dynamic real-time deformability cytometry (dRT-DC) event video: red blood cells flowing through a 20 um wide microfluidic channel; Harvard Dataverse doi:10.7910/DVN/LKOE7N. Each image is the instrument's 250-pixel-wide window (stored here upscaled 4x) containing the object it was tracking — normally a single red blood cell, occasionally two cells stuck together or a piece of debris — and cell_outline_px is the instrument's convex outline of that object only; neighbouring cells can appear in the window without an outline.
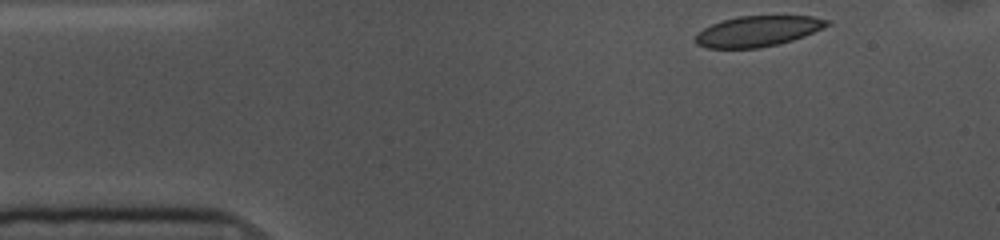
{"species": "common noctule bat (a hibernating species)", "species_latin": "Nyctalus noctula", "temperature_condition": "cold", "stored_images_in_passage": 49, "camera_frame_rate_fps": 3000, "um_per_image_px": 0.085, "animal": {"sex": "female", "body_mass_g": 10.0, "forearm_length_mm": 53.1}, "frame": {"image": 1, "passage_image": 1, "time_ms": 0.0, "image_size_px": [1000, 240], "cell_outline_px": [[832, 24], [824, 28], [804, 36], [780, 44], [760, 48], [708, 48], [696, 44], [696, 32], [712, 24], [724, 20], [740, 16], [812, 16], [832, 20]], "centroid_in_image_um": [64.46, 2.65], "position_along_channel_um": 20.5, "area_um2": 23.58}}
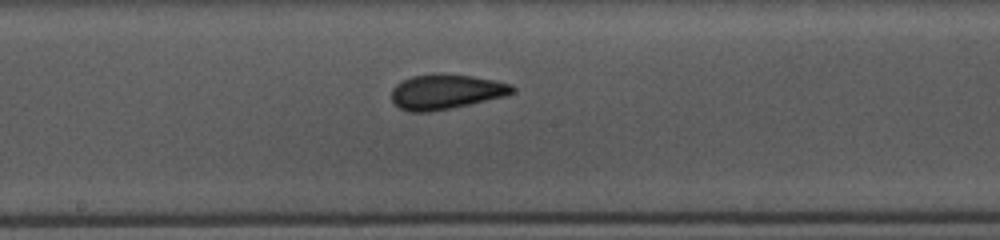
{"frame": {"image": 2, "passage_image": 22, "time_ms": 7.0, "image_size_px": [1000, 240], "cell_outline_px": [[516, 88], [512, 92], [504, 96], [452, 108], [432, 112], [408, 112], [400, 108], [392, 100], [392, 88], [400, 80], [412, 76], [472, 76], [496, 80], [512, 84]], "centroid_in_image_um": [37.89, 7.83], "position_along_channel_um": 210.3, "area_um2": 23.99}}
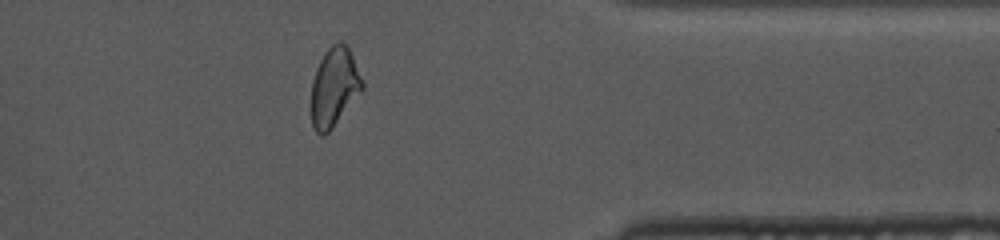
{"frame": {"image": 3, "passage_image": 38, "time_ms": 12.333, "image_size_px": [1000, 240], "cell_outline_px": [[364, 88], [332, 128], [324, 136], [320, 136], [312, 128], [312, 80], [316, 68], [324, 52], [332, 44], [340, 40], [348, 48], [352, 56], [364, 84]], "centroid_in_image_um": [28.39, 7.41], "position_along_channel_um": 383.0, "area_um2": 23.24}, "authors_computed_cell_mechanics": {"area_um2": 24.0448, "velocity_mm_per_s": 3.5864, "shape_relaxation_time_tau1_ms": 5.2442, "shape_relaxation_time_tau2_ms": 1.2909, "deformation_change_tau1": 0.1364, "deformation_change_tau2": 0.0634}}